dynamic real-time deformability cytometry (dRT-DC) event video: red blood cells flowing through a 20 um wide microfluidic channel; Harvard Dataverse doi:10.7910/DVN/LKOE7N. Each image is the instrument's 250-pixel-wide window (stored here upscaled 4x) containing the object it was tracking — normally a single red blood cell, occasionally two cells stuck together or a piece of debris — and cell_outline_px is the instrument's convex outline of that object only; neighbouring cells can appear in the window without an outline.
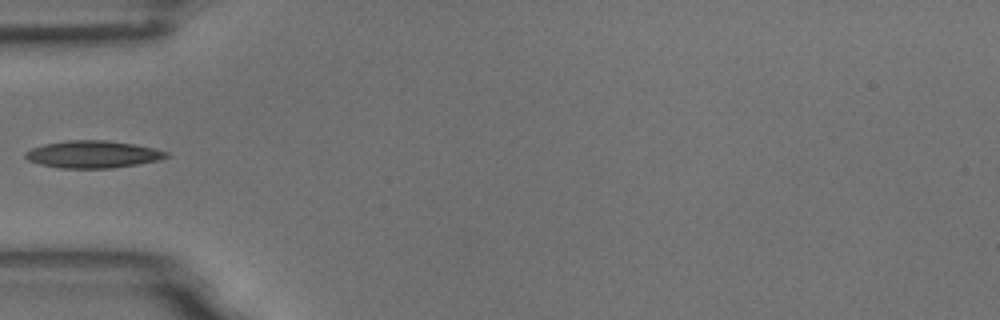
{"species": "common noctule bat (a hibernating species)", "species_latin": "Nyctalus noctula", "temperature_condition": "room temperature", "stored_images_in_passage": 9, "camera_frame_rate_fps": 3000, "um_per_image_px": 0.085, "animal": {"sex": "male", "body_mass_g": 18.8}, "frame": {"image": 1, "passage_image": 3, "time_ms": 0.667, "image_size_px": [1000, 320], "cell_outline_px": [[168, 156], [160, 160], [112, 168], [60, 168], [40, 164], [28, 160], [24, 156], [24, 152], [32, 148], [44, 144], [68, 140], [104, 140], [132, 144], [156, 148], [168, 152]], "centroid_in_image_um": [7.88, 13.12], "position_along_channel_um": 77.1, "area_um2": 22.31}}
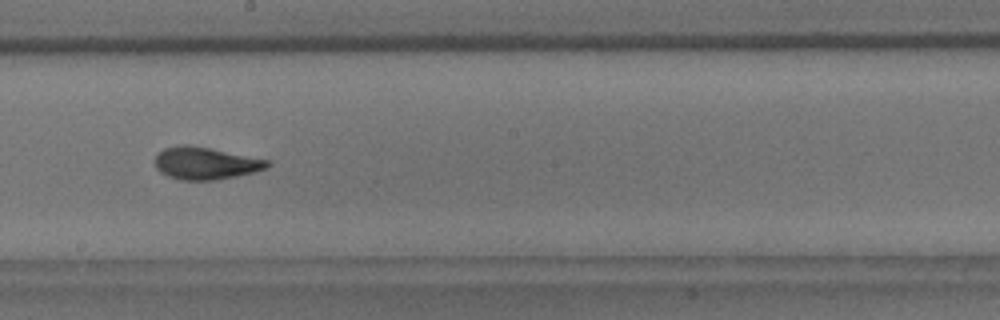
{"frame": {"image": 2, "passage_image": 7, "time_ms": 2.0, "image_size_px": [1000, 320], "cell_outline_px": [[272, 164], [268, 168], [256, 172], [216, 180], [180, 180], [168, 176], [160, 172], [156, 168], [156, 156], [164, 148], [180, 144], [188, 144], [272, 160]], "centroid_in_image_um": [17.53, 13.88], "position_along_channel_um": 230.7, "area_um2": 21.39}}
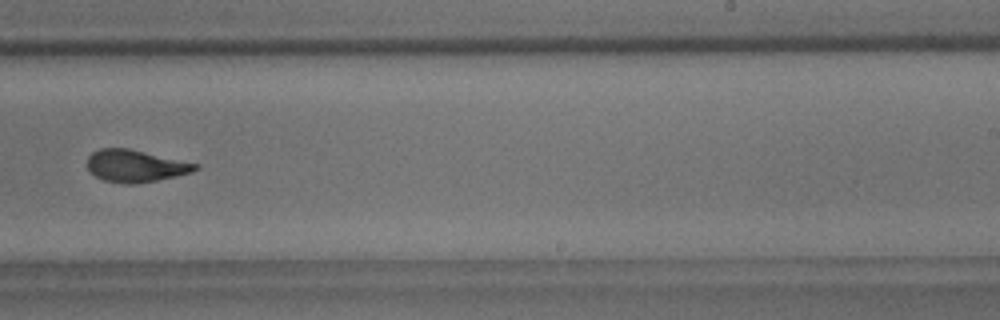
{"frame": {"image": 3, "passage_image": 8, "time_ms": 2.333, "image_size_px": [1000, 320], "cell_outline_px": [[200, 168], [192, 172], [176, 176], [136, 184], [124, 184], [104, 180], [96, 176], [88, 168], [88, 156], [92, 152], [100, 148], [128, 148], [200, 164]], "centroid_in_image_um": [11.54, 14.1], "position_along_channel_um": 277.5, "area_um2": 20.23}}